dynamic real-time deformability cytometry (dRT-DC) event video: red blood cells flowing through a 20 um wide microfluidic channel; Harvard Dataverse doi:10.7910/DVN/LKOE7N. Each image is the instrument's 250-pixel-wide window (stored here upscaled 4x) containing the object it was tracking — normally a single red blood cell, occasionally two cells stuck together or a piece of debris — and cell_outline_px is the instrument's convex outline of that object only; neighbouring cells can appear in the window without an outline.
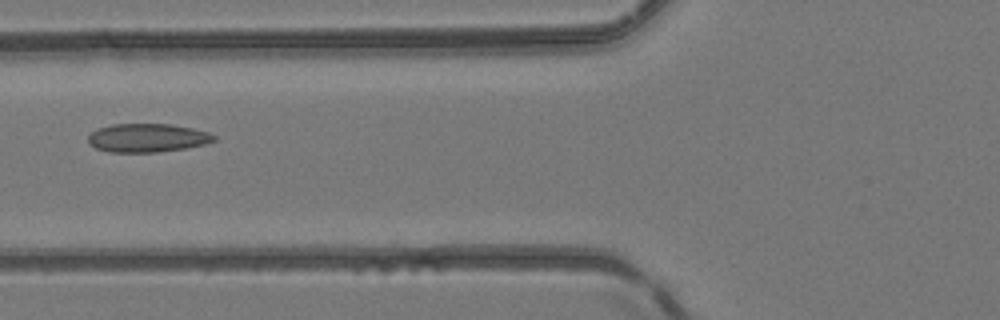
{"species": "common noctule bat (a hibernating species)", "species_latin": "Nyctalus noctula", "temperature_condition": "room temperature", "stored_images_in_passage": 3, "camera_frame_rate_fps": 3000, "um_per_image_px": 0.085, "animal": {"sex": "female", "body_mass_g": 24.6, "forearm_length_mm": 56.2}, "frame": {"image": 1, "passage_image": 2, "time_ms": 2.0, "image_size_px": [1000, 320], "cell_outline_px": [[216, 140], [204, 144], [184, 148], [156, 152], [108, 152], [96, 148], [88, 144], [88, 136], [96, 128], [112, 124], [172, 124], [192, 128], [208, 132], [216, 136]], "centroid_in_image_um": [12.49, 11.71], "position_along_channel_um": 113.3, "area_um2": 20.98}}
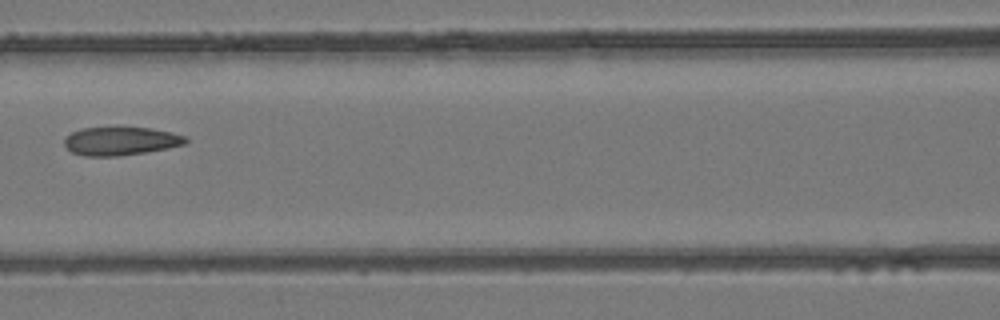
{"frame": {"image": 2, "passage_image": 3, "time_ms": 3.0, "image_size_px": [1000, 320], "cell_outline_px": [[188, 140], [184, 144], [168, 148], [120, 156], [84, 156], [72, 152], [64, 144], [64, 140], [72, 132], [84, 128], [116, 124], [152, 128], [172, 132], [184, 136]], "centroid_in_image_um": [10.25, 11.94], "position_along_channel_um": 156.3, "area_um2": 20.75}}